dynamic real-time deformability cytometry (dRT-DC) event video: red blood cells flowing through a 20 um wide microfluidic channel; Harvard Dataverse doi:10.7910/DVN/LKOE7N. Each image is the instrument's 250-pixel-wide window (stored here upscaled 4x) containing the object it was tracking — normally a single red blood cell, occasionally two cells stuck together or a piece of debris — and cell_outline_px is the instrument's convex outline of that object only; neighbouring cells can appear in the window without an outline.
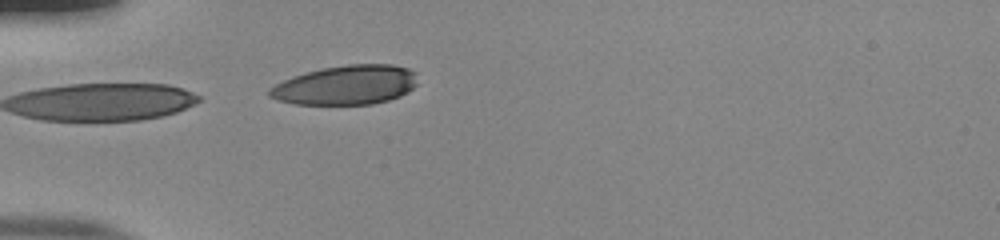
{"species": "human", "species_latin": "Homo sapiens", "temperature_condition": "room temperature", "stored_images_in_passage": 3, "camera_frame_rate_fps": 3000, "um_per_image_px": 0.085, "donor": {"sex": "male"}, "frame": {"image": 1, "passage_image": 3, "time_ms": 0.667, "image_size_px": [1000, 240], "cell_outline_px": [[416, 84], [408, 92], [400, 96], [388, 100], [372, 104], [292, 104], [276, 100], [268, 96], [268, 88], [292, 76], [320, 68], [348, 64], [392, 64], [408, 68], [416, 72]], "centroid_in_image_um": [29.39, 7.22], "position_along_channel_um": 55.6, "area_um2": 34.22}}